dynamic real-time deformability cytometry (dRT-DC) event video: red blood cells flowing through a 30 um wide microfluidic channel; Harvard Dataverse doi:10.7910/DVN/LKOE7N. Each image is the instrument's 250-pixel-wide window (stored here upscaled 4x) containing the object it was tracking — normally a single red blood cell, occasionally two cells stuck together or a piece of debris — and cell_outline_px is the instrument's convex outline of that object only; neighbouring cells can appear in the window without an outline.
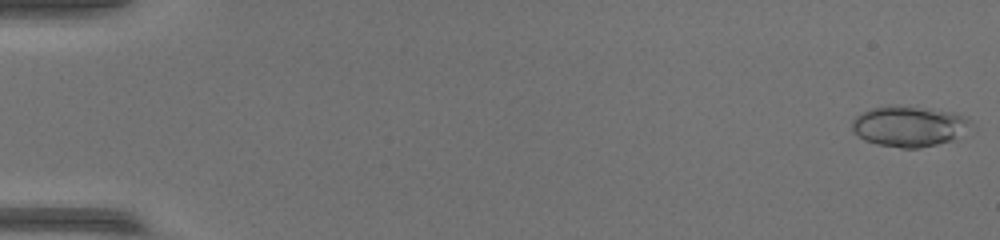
{"species": "common noctule bat (a hibernating species)", "species_latin": "Nyctalus noctula", "temperature_condition": "warm", "stored_images_in_passage": 52, "camera_frame_rate_fps": 3000, "um_per_image_px": 0.085, "animal": {"sex": "female", "body_mass_g": 17.0, "forearm_length_mm": 48.0}, "frame": {"image": 1, "passage_image": 1, "time_ms": 0.0, "image_size_px": [1000, 240], "cell_outline_px": [[972, 124], [952, 140], [936, 144], [916, 148], [900, 148], [876, 144], [864, 140], [852, 128], [852, 120], [856, 116], [872, 108], [920, 108], [952, 112], [968, 116]], "centroid_in_image_um": [77.28, 10.77], "position_along_channel_um": 7.7, "area_um2": 27.05}}